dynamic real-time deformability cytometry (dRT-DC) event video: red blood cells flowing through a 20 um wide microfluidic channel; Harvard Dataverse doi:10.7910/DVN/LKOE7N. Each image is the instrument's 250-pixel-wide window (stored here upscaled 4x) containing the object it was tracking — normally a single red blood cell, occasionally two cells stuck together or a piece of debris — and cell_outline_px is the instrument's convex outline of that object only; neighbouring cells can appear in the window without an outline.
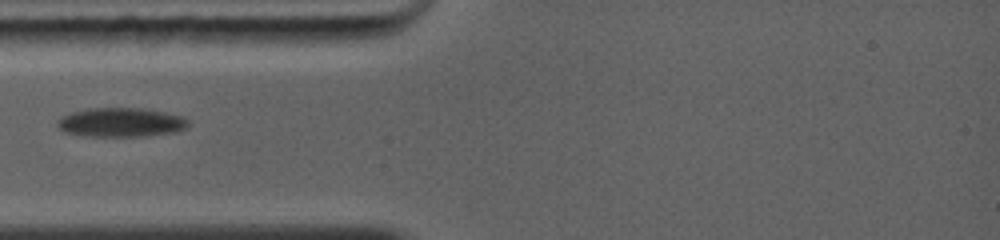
{"species": "common noctule bat (a hibernating species)", "species_latin": "Nyctalus noctula", "temperature_condition": "warm", "stored_images_in_passage": 10, "camera_frame_rate_fps": 5000, "um_per_image_px": 0.085, "animal": {"sex": "female", "body_mass_g": 19.0, "forearm_length_mm": 56.7}, "frame": {"image": 1, "passage_image": 1, "time_ms": 0.0, "image_size_px": [1000, 240], "cell_outline_px": [[188, 128], [176, 132], [144, 136], [84, 136], [64, 132], [56, 124], [56, 120], [60, 116], [72, 112], [92, 108], [144, 108], [184, 116], [188, 120]], "centroid_in_image_um": [10.29, 10.4], "position_along_channel_um": 74.7, "area_um2": 22.43}}
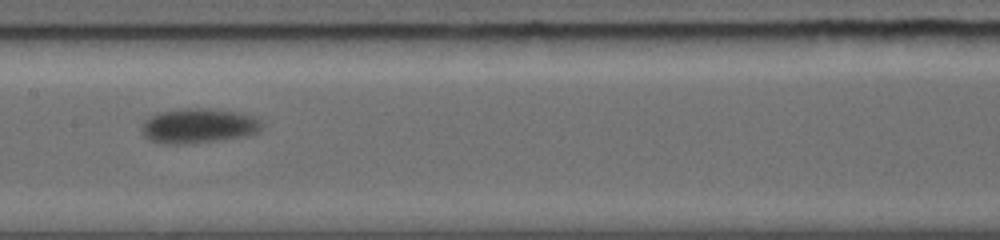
{"frame": {"image": 2, "passage_image": 6, "time_ms": 2.8, "image_size_px": [1000, 240], "cell_outline_px": [[264, 124], [256, 132], [248, 136], [220, 140], [184, 144], [160, 144], [148, 140], [140, 132], [140, 128], [144, 120], [160, 112], [188, 108], [212, 108], [236, 112], [256, 116]], "centroid_in_image_um": [16.86, 10.7], "position_along_channel_um": 190.5, "area_um2": 24.68}}
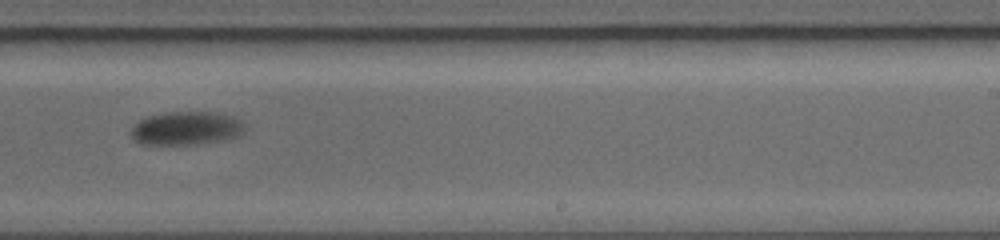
{"frame": {"image": 3, "passage_image": 9, "time_ms": 4.8, "image_size_px": [1000, 240], "cell_outline_px": [[244, 132], [236, 136], [224, 140], [196, 144], [140, 144], [132, 140], [128, 132], [140, 120], [148, 116], [164, 112], [212, 112], [232, 116], [244, 120]], "centroid_in_image_um": [15.81, 10.9], "position_along_channel_um": 273.2, "area_um2": 22.37}}